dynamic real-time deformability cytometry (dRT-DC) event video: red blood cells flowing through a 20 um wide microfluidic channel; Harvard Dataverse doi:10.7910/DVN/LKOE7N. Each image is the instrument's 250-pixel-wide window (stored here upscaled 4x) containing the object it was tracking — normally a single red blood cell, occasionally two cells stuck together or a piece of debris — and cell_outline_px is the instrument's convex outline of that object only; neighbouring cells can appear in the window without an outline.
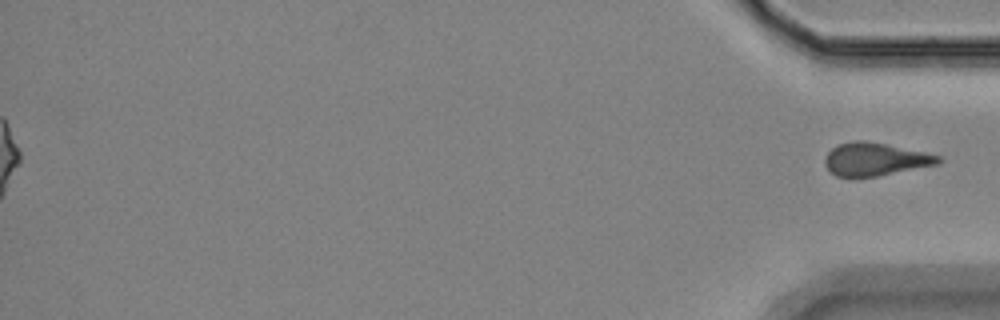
{"species": "Egyptian fruit bat (a non-hibernating species)", "species_latin": "Rousettus aegyptiacus", "temperature_condition": "room temperature", "stored_images_in_passage": 42, "segment_of_instrument_passage": [2, 2], "camera_frame_rate_fps": 3000, "um_per_image_px": 0.085, "animal": {"sex": "female"}, "frame": {"image": 1, "passage_image": 42, "time_ms": 13.667, "image_size_px": [1000, 320], "cell_outline_px": [[940, 164], [876, 176], [852, 180], [836, 176], [824, 164], [824, 160], [828, 152], [832, 148], [840, 144], [856, 140], [864, 140], [924, 152], [940, 156]], "centroid_in_image_um": [74.34, 13.57], "position_along_channel_um": 360.9, "area_um2": 21.91}}